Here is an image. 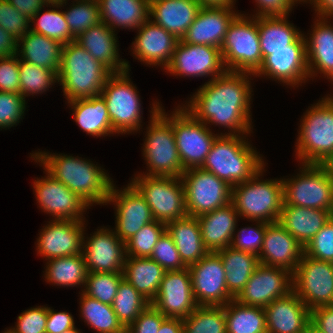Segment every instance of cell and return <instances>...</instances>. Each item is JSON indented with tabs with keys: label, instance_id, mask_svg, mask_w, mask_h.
<instances>
[{
	"label": "cell",
	"instance_id": "2e32d148",
	"mask_svg": "<svg viewBox=\"0 0 333 333\" xmlns=\"http://www.w3.org/2000/svg\"><path fill=\"white\" fill-rule=\"evenodd\" d=\"M165 72L184 77H210L222 75L224 66L220 48L210 45L189 44L179 39L171 62Z\"/></svg>",
	"mask_w": 333,
	"mask_h": 333
},
{
	"label": "cell",
	"instance_id": "ffe728a7",
	"mask_svg": "<svg viewBox=\"0 0 333 333\" xmlns=\"http://www.w3.org/2000/svg\"><path fill=\"white\" fill-rule=\"evenodd\" d=\"M36 201L43 212L49 213L54 220H84L85 210L90 206L63 183L46 176L33 182Z\"/></svg>",
	"mask_w": 333,
	"mask_h": 333
},
{
	"label": "cell",
	"instance_id": "680465c9",
	"mask_svg": "<svg viewBox=\"0 0 333 333\" xmlns=\"http://www.w3.org/2000/svg\"><path fill=\"white\" fill-rule=\"evenodd\" d=\"M166 318L152 304H149L126 330L129 333H158Z\"/></svg>",
	"mask_w": 333,
	"mask_h": 333
},
{
	"label": "cell",
	"instance_id": "7c38bea8",
	"mask_svg": "<svg viewBox=\"0 0 333 333\" xmlns=\"http://www.w3.org/2000/svg\"><path fill=\"white\" fill-rule=\"evenodd\" d=\"M130 183L145 198L154 220L168 223L188 215L181 178L135 175Z\"/></svg>",
	"mask_w": 333,
	"mask_h": 333
},
{
	"label": "cell",
	"instance_id": "52a82bcc",
	"mask_svg": "<svg viewBox=\"0 0 333 333\" xmlns=\"http://www.w3.org/2000/svg\"><path fill=\"white\" fill-rule=\"evenodd\" d=\"M300 124L297 158L300 164H320L333 152V104L323 97L306 110Z\"/></svg>",
	"mask_w": 333,
	"mask_h": 333
},
{
	"label": "cell",
	"instance_id": "836d02e7",
	"mask_svg": "<svg viewBox=\"0 0 333 333\" xmlns=\"http://www.w3.org/2000/svg\"><path fill=\"white\" fill-rule=\"evenodd\" d=\"M101 21L112 30L138 29L149 19L150 0H97Z\"/></svg>",
	"mask_w": 333,
	"mask_h": 333
},
{
	"label": "cell",
	"instance_id": "003e7915",
	"mask_svg": "<svg viewBox=\"0 0 333 333\" xmlns=\"http://www.w3.org/2000/svg\"><path fill=\"white\" fill-rule=\"evenodd\" d=\"M158 333H183V320L167 317L162 322Z\"/></svg>",
	"mask_w": 333,
	"mask_h": 333
},
{
	"label": "cell",
	"instance_id": "34e18365",
	"mask_svg": "<svg viewBox=\"0 0 333 333\" xmlns=\"http://www.w3.org/2000/svg\"><path fill=\"white\" fill-rule=\"evenodd\" d=\"M330 81L332 83L333 82V78ZM326 98L333 104V96L328 95V96H326Z\"/></svg>",
	"mask_w": 333,
	"mask_h": 333
},
{
	"label": "cell",
	"instance_id": "44dd1931",
	"mask_svg": "<svg viewBox=\"0 0 333 333\" xmlns=\"http://www.w3.org/2000/svg\"><path fill=\"white\" fill-rule=\"evenodd\" d=\"M293 290L292 273L284 268L260 264L235 298L240 304L265 308Z\"/></svg>",
	"mask_w": 333,
	"mask_h": 333
},
{
	"label": "cell",
	"instance_id": "816d5d0a",
	"mask_svg": "<svg viewBox=\"0 0 333 333\" xmlns=\"http://www.w3.org/2000/svg\"><path fill=\"white\" fill-rule=\"evenodd\" d=\"M26 104L21 94L0 91V129L7 130L18 125L24 116Z\"/></svg>",
	"mask_w": 333,
	"mask_h": 333
},
{
	"label": "cell",
	"instance_id": "484cf974",
	"mask_svg": "<svg viewBox=\"0 0 333 333\" xmlns=\"http://www.w3.org/2000/svg\"><path fill=\"white\" fill-rule=\"evenodd\" d=\"M303 254L302 245L279 222L270 223L266 227L258 256L260 264L284 268L293 274Z\"/></svg>",
	"mask_w": 333,
	"mask_h": 333
},
{
	"label": "cell",
	"instance_id": "03108f58",
	"mask_svg": "<svg viewBox=\"0 0 333 333\" xmlns=\"http://www.w3.org/2000/svg\"><path fill=\"white\" fill-rule=\"evenodd\" d=\"M304 2L313 5L317 17L333 18V0H303Z\"/></svg>",
	"mask_w": 333,
	"mask_h": 333
},
{
	"label": "cell",
	"instance_id": "ee69618b",
	"mask_svg": "<svg viewBox=\"0 0 333 333\" xmlns=\"http://www.w3.org/2000/svg\"><path fill=\"white\" fill-rule=\"evenodd\" d=\"M182 320L183 333H226L224 306H198Z\"/></svg>",
	"mask_w": 333,
	"mask_h": 333
},
{
	"label": "cell",
	"instance_id": "ac0fdd59",
	"mask_svg": "<svg viewBox=\"0 0 333 333\" xmlns=\"http://www.w3.org/2000/svg\"><path fill=\"white\" fill-rule=\"evenodd\" d=\"M114 183L109 191L106 205L113 203L115 208L116 235L126 242L143 226L154 221L151 209L139 191L128 183L122 190L116 189Z\"/></svg>",
	"mask_w": 333,
	"mask_h": 333
},
{
	"label": "cell",
	"instance_id": "7a4b0ae2",
	"mask_svg": "<svg viewBox=\"0 0 333 333\" xmlns=\"http://www.w3.org/2000/svg\"><path fill=\"white\" fill-rule=\"evenodd\" d=\"M32 160L39 162L45 172L75 192L89 206L105 204L108 200L112 179L97 166L85 158L49 152H33Z\"/></svg>",
	"mask_w": 333,
	"mask_h": 333
},
{
	"label": "cell",
	"instance_id": "74e56055",
	"mask_svg": "<svg viewBox=\"0 0 333 333\" xmlns=\"http://www.w3.org/2000/svg\"><path fill=\"white\" fill-rule=\"evenodd\" d=\"M287 16L257 17L260 49L263 60L268 56V50L291 49L303 34Z\"/></svg>",
	"mask_w": 333,
	"mask_h": 333
},
{
	"label": "cell",
	"instance_id": "9c48e42d",
	"mask_svg": "<svg viewBox=\"0 0 333 333\" xmlns=\"http://www.w3.org/2000/svg\"><path fill=\"white\" fill-rule=\"evenodd\" d=\"M176 108L170 116L162 104L159 111L173 126L183 170L201 168L219 133H213L205 123L198 121L183 106L178 105Z\"/></svg>",
	"mask_w": 333,
	"mask_h": 333
},
{
	"label": "cell",
	"instance_id": "f1b7e54d",
	"mask_svg": "<svg viewBox=\"0 0 333 333\" xmlns=\"http://www.w3.org/2000/svg\"><path fill=\"white\" fill-rule=\"evenodd\" d=\"M309 37L305 35L307 65L310 78L318 73L333 78V26L328 17H316ZM307 37V38H306Z\"/></svg>",
	"mask_w": 333,
	"mask_h": 333
},
{
	"label": "cell",
	"instance_id": "f907efd6",
	"mask_svg": "<svg viewBox=\"0 0 333 333\" xmlns=\"http://www.w3.org/2000/svg\"><path fill=\"white\" fill-rule=\"evenodd\" d=\"M255 222V228L250 226L244 227L237 231V234H233L232 242L230 244L232 248L259 256L263 246L266 227L270 223L263 221Z\"/></svg>",
	"mask_w": 333,
	"mask_h": 333
},
{
	"label": "cell",
	"instance_id": "681fc988",
	"mask_svg": "<svg viewBox=\"0 0 333 333\" xmlns=\"http://www.w3.org/2000/svg\"><path fill=\"white\" fill-rule=\"evenodd\" d=\"M123 278V273L89 272L86 278L85 289L81 291L104 304L112 305L118 286Z\"/></svg>",
	"mask_w": 333,
	"mask_h": 333
},
{
	"label": "cell",
	"instance_id": "e7e4bbea",
	"mask_svg": "<svg viewBox=\"0 0 333 333\" xmlns=\"http://www.w3.org/2000/svg\"><path fill=\"white\" fill-rule=\"evenodd\" d=\"M17 40L0 27V58L17 54Z\"/></svg>",
	"mask_w": 333,
	"mask_h": 333
},
{
	"label": "cell",
	"instance_id": "4fadbf2b",
	"mask_svg": "<svg viewBox=\"0 0 333 333\" xmlns=\"http://www.w3.org/2000/svg\"><path fill=\"white\" fill-rule=\"evenodd\" d=\"M186 211L199 217L231 203L232 186L202 168L185 170L181 176Z\"/></svg>",
	"mask_w": 333,
	"mask_h": 333
},
{
	"label": "cell",
	"instance_id": "83f0119b",
	"mask_svg": "<svg viewBox=\"0 0 333 333\" xmlns=\"http://www.w3.org/2000/svg\"><path fill=\"white\" fill-rule=\"evenodd\" d=\"M117 34L106 23L99 22L81 33L75 41L112 73L130 70V64L119 57Z\"/></svg>",
	"mask_w": 333,
	"mask_h": 333
},
{
	"label": "cell",
	"instance_id": "1f68e13d",
	"mask_svg": "<svg viewBox=\"0 0 333 333\" xmlns=\"http://www.w3.org/2000/svg\"><path fill=\"white\" fill-rule=\"evenodd\" d=\"M333 216L330 211L283 203L278 222L304 248Z\"/></svg>",
	"mask_w": 333,
	"mask_h": 333
},
{
	"label": "cell",
	"instance_id": "8fae6325",
	"mask_svg": "<svg viewBox=\"0 0 333 333\" xmlns=\"http://www.w3.org/2000/svg\"><path fill=\"white\" fill-rule=\"evenodd\" d=\"M300 166L303 167L299 174L291 179L282 178L284 204L323 209L333 214V179L320 164Z\"/></svg>",
	"mask_w": 333,
	"mask_h": 333
},
{
	"label": "cell",
	"instance_id": "ab89813d",
	"mask_svg": "<svg viewBox=\"0 0 333 333\" xmlns=\"http://www.w3.org/2000/svg\"><path fill=\"white\" fill-rule=\"evenodd\" d=\"M44 273L45 281L57 286L85 288L87 268L83 254L47 260Z\"/></svg>",
	"mask_w": 333,
	"mask_h": 333
},
{
	"label": "cell",
	"instance_id": "4316f807",
	"mask_svg": "<svg viewBox=\"0 0 333 333\" xmlns=\"http://www.w3.org/2000/svg\"><path fill=\"white\" fill-rule=\"evenodd\" d=\"M264 309L267 333H306L310 309L293 290Z\"/></svg>",
	"mask_w": 333,
	"mask_h": 333
},
{
	"label": "cell",
	"instance_id": "7bdbcfd3",
	"mask_svg": "<svg viewBox=\"0 0 333 333\" xmlns=\"http://www.w3.org/2000/svg\"><path fill=\"white\" fill-rule=\"evenodd\" d=\"M150 304L126 279H122L112 303L118 320L127 329Z\"/></svg>",
	"mask_w": 333,
	"mask_h": 333
},
{
	"label": "cell",
	"instance_id": "cb8c5ba5",
	"mask_svg": "<svg viewBox=\"0 0 333 333\" xmlns=\"http://www.w3.org/2000/svg\"><path fill=\"white\" fill-rule=\"evenodd\" d=\"M132 42L133 57L147 66H161L164 70L171 62L179 39L150 18L137 29Z\"/></svg>",
	"mask_w": 333,
	"mask_h": 333
},
{
	"label": "cell",
	"instance_id": "8d00e7d4",
	"mask_svg": "<svg viewBox=\"0 0 333 333\" xmlns=\"http://www.w3.org/2000/svg\"><path fill=\"white\" fill-rule=\"evenodd\" d=\"M166 271L154 260L126 256L123 275L150 303L155 299Z\"/></svg>",
	"mask_w": 333,
	"mask_h": 333
},
{
	"label": "cell",
	"instance_id": "11a10c76",
	"mask_svg": "<svg viewBox=\"0 0 333 333\" xmlns=\"http://www.w3.org/2000/svg\"><path fill=\"white\" fill-rule=\"evenodd\" d=\"M30 19L18 11L8 0H0V27L17 41L30 30Z\"/></svg>",
	"mask_w": 333,
	"mask_h": 333
},
{
	"label": "cell",
	"instance_id": "b9f144b4",
	"mask_svg": "<svg viewBox=\"0 0 333 333\" xmlns=\"http://www.w3.org/2000/svg\"><path fill=\"white\" fill-rule=\"evenodd\" d=\"M80 295V317L96 333H122L126 330L118 320L112 305L89 297L83 291Z\"/></svg>",
	"mask_w": 333,
	"mask_h": 333
},
{
	"label": "cell",
	"instance_id": "603a6c76",
	"mask_svg": "<svg viewBox=\"0 0 333 333\" xmlns=\"http://www.w3.org/2000/svg\"><path fill=\"white\" fill-rule=\"evenodd\" d=\"M50 221L39 233L37 253L45 260L82 254L85 220Z\"/></svg>",
	"mask_w": 333,
	"mask_h": 333
},
{
	"label": "cell",
	"instance_id": "d6986e66",
	"mask_svg": "<svg viewBox=\"0 0 333 333\" xmlns=\"http://www.w3.org/2000/svg\"><path fill=\"white\" fill-rule=\"evenodd\" d=\"M92 234L90 237H85L83 234L82 239V254L88 273H123L126 258L125 242L113 229L107 227L97 229Z\"/></svg>",
	"mask_w": 333,
	"mask_h": 333
},
{
	"label": "cell",
	"instance_id": "9a60e30c",
	"mask_svg": "<svg viewBox=\"0 0 333 333\" xmlns=\"http://www.w3.org/2000/svg\"><path fill=\"white\" fill-rule=\"evenodd\" d=\"M188 268L193 295L199 306H224L235 299L228 292L224 265L217 252H208Z\"/></svg>",
	"mask_w": 333,
	"mask_h": 333
},
{
	"label": "cell",
	"instance_id": "8992f818",
	"mask_svg": "<svg viewBox=\"0 0 333 333\" xmlns=\"http://www.w3.org/2000/svg\"><path fill=\"white\" fill-rule=\"evenodd\" d=\"M150 112V124L145 132L143 157L147 163V171L143 174L149 176H171L181 178L184 172L176 146L173 126L159 111L160 103L153 102Z\"/></svg>",
	"mask_w": 333,
	"mask_h": 333
},
{
	"label": "cell",
	"instance_id": "a7ac6f4b",
	"mask_svg": "<svg viewBox=\"0 0 333 333\" xmlns=\"http://www.w3.org/2000/svg\"><path fill=\"white\" fill-rule=\"evenodd\" d=\"M202 6H228L235 5L236 0H198Z\"/></svg>",
	"mask_w": 333,
	"mask_h": 333
},
{
	"label": "cell",
	"instance_id": "4dcf8cb0",
	"mask_svg": "<svg viewBox=\"0 0 333 333\" xmlns=\"http://www.w3.org/2000/svg\"><path fill=\"white\" fill-rule=\"evenodd\" d=\"M239 215L232 203L197 217L202 241L209 252L230 246Z\"/></svg>",
	"mask_w": 333,
	"mask_h": 333
},
{
	"label": "cell",
	"instance_id": "9f6ffc18",
	"mask_svg": "<svg viewBox=\"0 0 333 333\" xmlns=\"http://www.w3.org/2000/svg\"><path fill=\"white\" fill-rule=\"evenodd\" d=\"M48 306L31 307L22 312L15 327L6 331L8 333H46Z\"/></svg>",
	"mask_w": 333,
	"mask_h": 333
},
{
	"label": "cell",
	"instance_id": "753ad0ef",
	"mask_svg": "<svg viewBox=\"0 0 333 333\" xmlns=\"http://www.w3.org/2000/svg\"><path fill=\"white\" fill-rule=\"evenodd\" d=\"M62 333H81V332H80V329L78 330L77 327L75 326L74 328L63 331Z\"/></svg>",
	"mask_w": 333,
	"mask_h": 333
},
{
	"label": "cell",
	"instance_id": "d6a6232c",
	"mask_svg": "<svg viewBox=\"0 0 333 333\" xmlns=\"http://www.w3.org/2000/svg\"><path fill=\"white\" fill-rule=\"evenodd\" d=\"M166 231L172 237L186 267L198 262L209 252L203 244L197 217L187 215L170 221L166 223Z\"/></svg>",
	"mask_w": 333,
	"mask_h": 333
},
{
	"label": "cell",
	"instance_id": "be15d7a7",
	"mask_svg": "<svg viewBox=\"0 0 333 333\" xmlns=\"http://www.w3.org/2000/svg\"><path fill=\"white\" fill-rule=\"evenodd\" d=\"M24 16L31 19L41 8L48 3L46 0H8Z\"/></svg>",
	"mask_w": 333,
	"mask_h": 333
},
{
	"label": "cell",
	"instance_id": "6125c7cd",
	"mask_svg": "<svg viewBox=\"0 0 333 333\" xmlns=\"http://www.w3.org/2000/svg\"><path fill=\"white\" fill-rule=\"evenodd\" d=\"M310 322L324 333H333V305H323L311 309Z\"/></svg>",
	"mask_w": 333,
	"mask_h": 333
},
{
	"label": "cell",
	"instance_id": "60d3db41",
	"mask_svg": "<svg viewBox=\"0 0 333 333\" xmlns=\"http://www.w3.org/2000/svg\"><path fill=\"white\" fill-rule=\"evenodd\" d=\"M226 333H267L265 309L240 304L233 299L224 305Z\"/></svg>",
	"mask_w": 333,
	"mask_h": 333
},
{
	"label": "cell",
	"instance_id": "5b68a950",
	"mask_svg": "<svg viewBox=\"0 0 333 333\" xmlns=\"http://www.w3.org/2000/svg\"><path fill=\"white\" fill-rule=\"evenodd\" d=\"M264 171L265 167L248 181L233 186L231 203L240 218L275 223L284 203L283 180L259 179Z\"/></svg>",
	"mask_w": 333,
	"mask_h": 333
},
{
	"label": "cell",
	"instance_id": "30bf717a",
	"mask_svg": "<svg viewBox=\"0 0 333 333\" xmlns=\"http://www.w3.org/2000/svg\"><path fill=\"white\" fill-rule=\"evenodd\" d=\"M137 87L129 78V70L112 73L100 95L106 102L112 128L117 134L140 131L142 106Z\"/></svg>",
	"mask_w": 333,
	"mask_h": 333
},
{
	"label": "cell",
	"instance_id": "91938a15",
	"mask_svg": "<svg viewBox=\"0 0 333 333\" xmlns=\"http://www.w3.org/2000/svg\"><path fill=\"white\" fill-rule=\"evenodd\" d=\"M257 4L256 13L252 16H287L295 4L303 0H255Z\"/></svg>",
	"mask_w": 333,
	"mask_h": 333
},
{
	"label": "cell",
	"instance_id": "8c879c8a",
	"mask_svg": "<svg viewBox=\"0 0 333 333\" xmlns=\"http://www.w3.org/2000/svg\"><path fill=\"white\" fill-rule=\"evenodd\" d=\"M306 333H324L318 330L311 322H309L308 327L306 329Z\"/></svg>",
	"mask_w": 333,
	"mask_h": 333
},
{
	"label": "cell",
	"instance_id": "3957f363",
	"mask_svg": "<svg viewBox=\"0 0 333 333\" xmlns=\"http://www.w3.org/2000/svg\"><path fill=\"white\" fill-rule=\"evenodd\" d=\"M226 133L216 137L201 168L233 187L252 178L265 166V162L248 138L245 140L247 135Z\"/></svg>",
	"mask_w": 333,
	"mask_h": 333
},
{
	"label": "cell",
	"instance_id": "f6af8a7d",
	"mask_svg": "<svg viewBox=\"0 0 333 333\" xmlns=\"http://www.w3.org/2000/svg\"><path fill=\"white\" fill-rule=\"evenodd\" d=\"M43 9L44 7L30 19V23L34 26H30V30L58 41L62 45H66L69 42L74 41L75 38L71 35L69 26L64 16V11L47 9L46 12L41 13Z\"/></svg>",
	"mask_w": 333,
	"mask_h": 333
},
{
	"label": "cell",
	"instance_id": "f5cc1de1",
	"mask_svg": "<svg viewBox=\"0 0 333 333\" xmlns=\"http://www.w3.org/2000/svg\"><path fill=\"white\" fill-rule=\"evenodd\" d=\"M304 254L333 263V216L304 247Z\"/></svg>",
	"mask_w": 333,
	"mask_h": 333
},
{
	"label": "cell",
	"instance_id": "5bb4252c",
	"mask_svg": "<svg viewBox=\"0 0 333 333\" xmlns=\"http://www.w3.org/2000/svg\"><path fill=\"white\" fill-rule=\"evenodd\" d=\"M293 291L311 310L333 305V263L302 255L292 274Z\"/></svg>",
	"mask_w": 333,
	"mask_h": 333
},
{
	"label": "cell",
	"instance_id": "d4e9b609",
	"mask_svg": "<svg viewBox=\"0 0 333 333\" xmlns=\"http://www.w3.org/2000/svg\"><path fill=\"white\" fill-rule=\"evenodd\" d=\"M233 9L234 5L202 6L181 40L189 44L221 48L227 28L238 14Z\"/></svg>",
	"mask_w": 333,
	"mask_h": 333
},
{
	"label": "cell",
	"instance_id": "6da1fadb",
	"mask_svg": "<svg viewBox=\"0 0 333 333\" xmlns=\"http://www.w3.org/2000/svg\"><path fill=\"white\" fill-rule=\"evenodd\" d=\"M251 75L254 74L226 71L205 82L182 106L207 126L212 123L228 128V135H248L253 129Z\"/></svg>",
	"mask_w": 333,
	"mask_h": 333
},
{
	"label": "cell",
	"instance_id": "277c9868",
	"mask_svg": "<svg viewBox=\"0 0 333 333\" xmlns=\"http://www.w3.org/2000/svg\"><path fill=\"white\" fill-rule=\"evenodd\" d=\"M111 74L75 40L63 45L58 83L68 102L100 95Z\"/></svg>",
	"mask_w": 333,
	"mask_h": 333
},
{
	"label": "cell",
	"instance_id": "bcb514c9",
	"mask_svg": "<svg viewBox=\"0 0 333 333\" xmlns=\"http://www.w3.org/2000/svg\"><path fill=\"white\" fill-rule=\"evenodd\" d=\"M20 94L26 99L34 94H43L54 83H58V75L50 69L39 67L19 59ZM31 94V95H30Z\"/></svg>",
	"mask_w": 333,
	"mask_h": 333
},
{
	"label": "cell",
	"instance_id": "f546056e",
	"mask_svg": "<svg viewBox=\"0 0 333 333\" xmlns=\"http://www.w3.org/2000/svg\"><path fill=\"white\" fill-rule=\"evenodd\" d=\"M201 7L198 0H150L149 18L181 39Z\"/></svg>",
	"mask_w": 333,
	"mask_h": 333
},
{
	"label": "cell",
	"instance_id": "f35d334b",
	"mask_svg": "<svg viewBox=\"0 0 333 333\" xmlns=\"http://www.w3.org/2000/svg\"><path fill=\"white\" fill-rule=\"evenodd\" d=\"M217 253L224 265L228 292L236 298L260 265L259 257L231 246L221 249Z\"/></svg>",
	"mask_w": 333,
	"mask_h": 333
},
{
	"label": "cell",
	"instance_id": "7dc6e473",
	"mask_svg": "<svg viewBox=\"0 0 333 333\" xmlns=\"http://www.w3.org/2000/svg\"><path fill=\"white\" fill-rule=\"evenodd\" d=\"M72 2V6L64 11V16L71 35L77 38L81 33L101 22L100 6L97 0H75Z\"/></svg>",
	"mask_w": 333,
	"mask_h": 333
},
{
	"label": "cell",
	"instance_id": "ba28073f",
	"mask_svg": "<svg viewBox=\"0 0 333 333\" xmlns=\"http://www.w3.org/2000/svg\"><path fill=\"white\" fill-rule=\"evenodd\" d=\"M227 71L255 74L263 63L257 17L238 13L220 48Z\"/></svg>",
	"mask_w": 333,
	"mask_h": 333
},
{
	"label": "cell",
	"instance_id": "11e5206c",
	"mask_svg": "<svg viewBox=\"0 0 333 333\" xmlns=\"http://www.w3.org/2000/svg\"><path fill=\"white\" fill-rule=\"evenodd\" d=\"M48 3L59 2L60 0H46Z\"/></svg>",
	"mask_w": 333,
	"mask_h": 333
},
{
	"label": "cell",
	"instance_id": "c3c4849f",
	"mask_svg": "<svg viewBox=\"0 0 333 333\" xmlns=\"http://www.w3.org/2000/svg\"><path fill=\"white\" fill-rule=\"evenodd\" d=\"M166 231V223L152 221L142 227L135 235L125 242L126 256L148 258L154 246Z\"/></svg>",
	"mask_w": 333,
	"mask_h": 333
},
{
	"label": "cell",
	"instance_id": "e575fe53",
	"mask_svg": "<svg viewBox=\"0 0 333 333\" xmlns=\"http://www.w3.org/2000/svg\"><path fill=\"white\" fill-rule=\"evenodd\" d=\"M17 43L19 59L53 70L58 75L63 48L60 42L29 30Z\"/></svg>",
	"mask_w": 333,
	"mask_h": 333
},
{
	"label": "cell",
	"instance_id": "89a4df30",
	"mask_svg": "<svg viewBox=\"0 0 333 333\" xmlns=\"http://www.w3.org/2000/svg\"><path fill=\"white\" fill-rule=\"evenodd\" d=\"M320 165L326 171V173L333 179V152L324 159Z\"/></svg>",
	"mask_w": 333,
	"mask_h": 333
},
{
	"label": "cell",
	"instance_id": "db71d44e",
	"mask_svg": "<svg viewBox=\"0 0 333 333\" xmlns=\"http://www.w3.org/2000/svg\"><path fill=\"white\" fill-rule=\"evenodd\" d=\"M149 258L156 261L165 271L187 268L181 261L176 245L167 231L159 238Z\"/></svg>",
	"mask_w": 333,
	"mask_h": 333
},
{
	"label": "cell",
	"instance_id": "6f0895ef",
	"mask_svg": "<svg viewBox=\"0 0 333 333\" xmlns=\"http://www.w3.org/2000/svg\"><path fill=\"white\" fill-rule=\"evenodd\" d=\"M0 91L20 94L19 57L0 58Z\"/></svg>",
	"mask_w": 333,
	"mask_h": 333
},
{
	"label": "cell",
	"instance_id": "2644e50d",
	"mask_svg": "<svg viewBox=\"0 0 333 333\" xmlns=\"http://www.w3.org/2000/svg\"><path fill=\"white\" fill-rule=\"evenodd\" d=\"M67 1H68V0H60L59 2L47 3V4H46V7H49V6H50V7H52V8L55 7L56 9H57V8L59 9L60 7H63V8H64V4H65V6L67 5V4H66Z\"/></svg>",
	"mask_w": 333,
	"mask_h": 333
},
{
	"label": "cell",
	"instance_id": "94428289",
	"mask_svg": "<svg viewBox=\"0 0 333 333\" xmlns=\"http://www.w3.org/2000/svg\"><path fill=\"white\" fill-rule=\"evenodd\" d=\"M74 327L72 314L67 311L56 312L48 307L46 333H62Z\"/></svg>",
	"mask_w": 333,
	"mask_h": 333
},
{
	"label": "cell",
	"instance_id": "7402d4cb",
	"mask_svg": "<svg viewBox=\"0 0 333 333\" xmlns=\"http://www.w3.org/2000/svg\"><path fill=\"white\" fill-rule=\"evenodd\" d=\"M150 304L165 317H188L199 306L193 295L189 268L166 271Z\"/></svg>",
	"mask_w": 333,
	"mask_h": 333
},
{
	"label": "cell",
	"instance_id": "e0dca14e",
	"mask_svg": "<svg viewBox=\"0 0 333 333\" xmlns=\"http://www.w3.org/2000/svg\"><path fill=\"white\" fill-rule=\"evenodd\" d=\"M253 76H267L291 87H298L307 82L310 74L304 33L291 44V49L268 50V56Z\"/></svg>",
	"mask_w": 333,
	"mask_h": 333
},
{
	"label": "cell",
	"instance_id": "d590c367",
	"mask_svg": "<svg viewBox=\"0 0 333 333\" xmlns=\"http://www.w3.org/2000/svg\"><path fill=\"white\" fill-rule=\"evenodd\" d=\"M67 103L73 109V119L86 134L97 138L117 134L112 128L107 105L101 95Z\"/></svg>",
	"mask_w": 333,
	"mask_h": 333
}]
</instances>
